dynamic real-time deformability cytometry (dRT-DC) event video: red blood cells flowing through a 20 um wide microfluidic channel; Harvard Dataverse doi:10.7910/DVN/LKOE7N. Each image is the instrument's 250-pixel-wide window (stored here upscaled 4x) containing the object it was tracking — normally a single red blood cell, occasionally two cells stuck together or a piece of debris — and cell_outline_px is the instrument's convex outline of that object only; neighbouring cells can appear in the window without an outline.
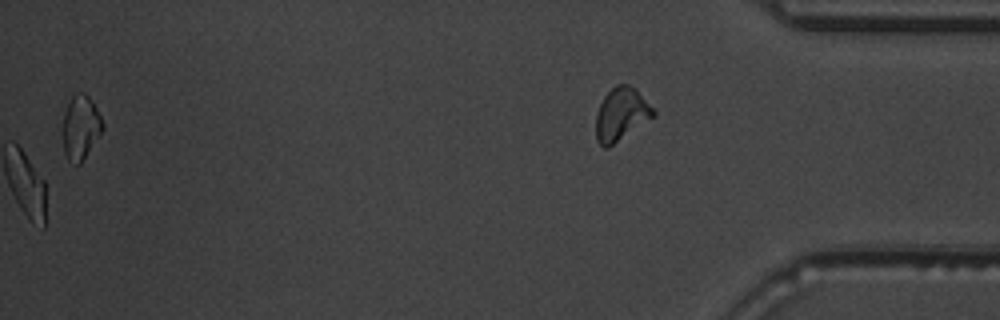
{"species": "common noctule bat (a hibernating species)", "species_latin": "Nyctalus noctula", "temperature_condition": "warm", "stored_images_in_passage": 39, "camera_frame_rate_fps": 3000, "um_per_image_px": 0.085, "animal": {"sex": "male", "body_mass_g": 19.5, "forearm_length_mm": 54.6}, "frame": {"image": 1, "passage_image": 39, "time_ms": 12.667, "image_size_px": [1000, 320], "cell_outline_px": [[104, 128], [80, 164], [76, 164], [68, 160], [64, 152], [64, 116], [68, 100], [76, 92], [84, 92], [88, 96], [96, 108], [104, 124]], "centroid_in_image_um": [6.86, 10.8], "position_along_channel_um": 428.3, "area_um2": 14.62}, "authors_computed_cell_mechanics": {"area_um2": 17.3978, "velocity_mm_per_s": 3.7185, "shape_relaxation_time_tau1_ms": 2.8313, "shape_relaxation_time_tau2_ms": 2.7135, "deformation_change_tau1": 0.1228, "deformation_change_tau2": 0.0883}}